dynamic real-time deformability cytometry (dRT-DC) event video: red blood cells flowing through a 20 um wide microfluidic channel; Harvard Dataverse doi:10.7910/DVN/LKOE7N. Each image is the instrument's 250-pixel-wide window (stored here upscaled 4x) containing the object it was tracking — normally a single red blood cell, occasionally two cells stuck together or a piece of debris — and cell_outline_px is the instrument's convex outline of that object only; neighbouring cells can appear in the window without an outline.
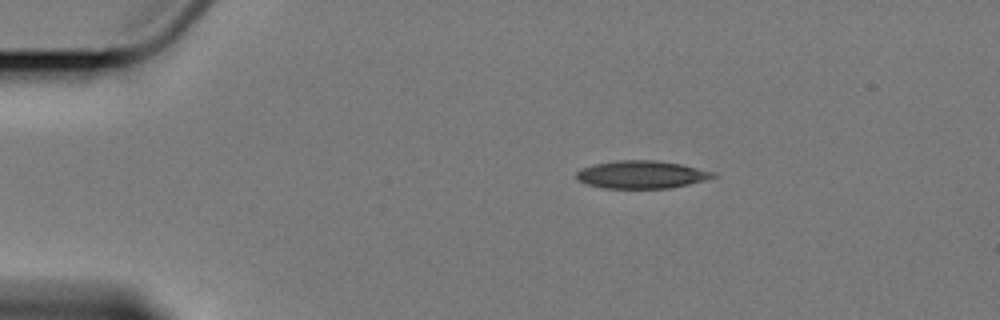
{"species": "Egyptian fruit bat (a non-hibernating species)", "species_latin": "Rousettus aegyptiacus", "temperature_condition": "cold", "stored_images_in_passage": 4, "camera_frame_rate_fps": 3000, "um_per_image_px": 0.085, "animal": {"sex": "female"}, "frame": {"image": 1, "passage_image": 2, "time_ms": 2.0, "image_size_px": [1000, 320], "cell_outline_px": [[716, 176], [704, 180], [688, 184], [668, 188], [604, 188], [588, 184], [580, 180], [576, 176], [576, 172], [584, 168], [596, 164], [620, 160], [656, 160], [680, 164], [712, 172]], "centroid_in_image_um": [54.52, 14.84], "position_along_channel_um": 30.5, "area_um2": 21.56}}